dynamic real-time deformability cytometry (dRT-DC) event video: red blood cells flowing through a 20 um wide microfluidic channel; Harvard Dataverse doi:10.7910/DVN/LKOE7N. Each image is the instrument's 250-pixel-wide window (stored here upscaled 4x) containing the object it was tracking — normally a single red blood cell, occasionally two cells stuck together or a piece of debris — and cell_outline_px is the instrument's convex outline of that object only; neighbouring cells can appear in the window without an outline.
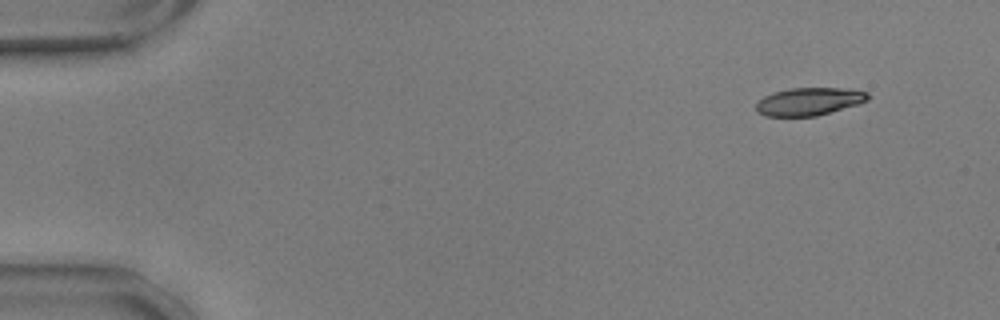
{"species": "common noctule bat (a hibernating species)", "species_latin": "Nyctalus noctula", "temperature_condition": "warm", "stored_images_in_passage": 52, "camera_frame_rate_fps": 3000, "um_per_image_px": 0.085, "animal": {"sex": "male", "body_mass_g": 17.9, "forearm_length_mm": 54.2}, "frame": {"image": 1, "passage_image": 1, "time_ms": 0.0, "image_size_px": [1000, 320], "cell_outline_px": [[868, 100], [856, 104], [816, 116], [764, 116], [756, 112], [756, 104], [764, 96], [772, 92], [792, 88], [840, 88], [868, 92]], "centroid_in_image_um": [68.71, 8.63], "position_along_channel_um": 16.3, "area_um2": 17.86}}
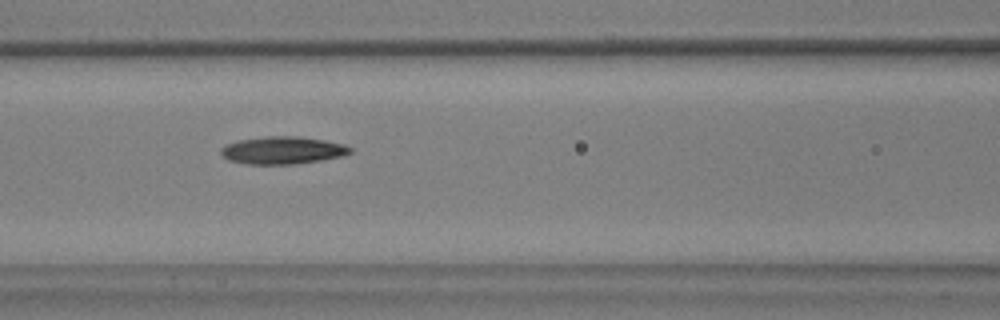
{"frame": {"image": 2, "passage_image": 21, "time_ms": 6.667, "image_size_px": [1000, 320], "cell_outline_px": [[352, 152], [340, 156], [320, 160], [296, 164], [248, 164], [228, 160], [220, 152], [220, 148], [224, 144], [240, 140], [268, 136], [296, 136], [324, 140], [344, 144], [352, 148]], "centroid_in_image_um": [24.0, 12.77], "position_along_channel_um": 142.6, "area_um2": 20.63}}
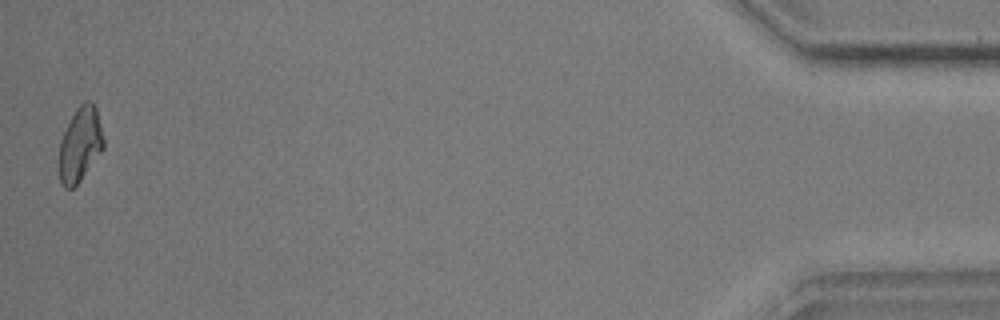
{"frame": {"image": 3, "passage_image": 52, "time_ms": 17.0, "image_size_px": [1000, 320], "cell_outline_px": [[104, 148], [80, 180], [72, 188], [64, 188], [60, 184], [60, 140], [76, 108], [84, 100], [92, 100], [96, 108], [104, 140]], "centroid_in_image_um": [6.82, 12.25], "position_along_channel_um": 428.4, "area_um2": 19.02}, "authors_computed_cell_mechanics": {"area_um2": 19.4786, "velocity_mm_per_s": 3.5931, "shape_relaxation_time_tau1_ms": null, "shape_relaxation_time_tau2_ms": 7.7308, "deformation_change_tau1": null, "deformation_change_tau2": 0.1736}}